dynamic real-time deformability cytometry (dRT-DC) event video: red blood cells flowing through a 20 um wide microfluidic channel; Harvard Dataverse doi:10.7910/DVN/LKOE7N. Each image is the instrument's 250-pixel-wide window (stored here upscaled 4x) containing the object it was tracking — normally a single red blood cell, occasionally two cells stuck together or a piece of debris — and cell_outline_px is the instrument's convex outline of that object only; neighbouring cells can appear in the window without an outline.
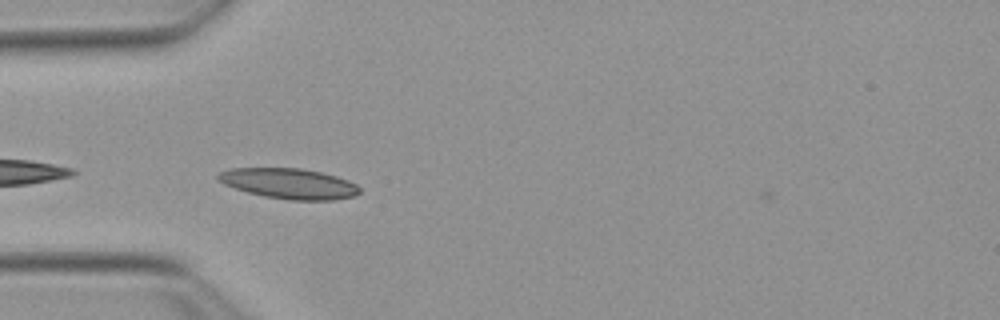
{"species": "Egyptian fruit bat (a non-hibernating species)", "species_latin": "Rousettus aegyptiacus", "temperature_condition": "warm", "stored_images_in_passage": 16, "camera_frame_rate_fps": 3000, "um_per_image_px": 0.085, "animal": {"sex": "female"}, "frame": {"image": 1, "passage_image": 1, "time_ms": 0.0, "image_size_px": [1000, 320], "cell_outline_px": [[360, 192], [356, 196], [332, 200], [292, 200], [264, 196], [248, 192], [224, 184], [216, 180], [216, 176], [220, 172], [232, 168], [300, 168], [320, 172], [336, 176], [348, 180], [356, 184], [360, 188]], "centroid_in_image_um": [24.58, 15.6], "position_along_channel_um": 60.4, "area_um2": 25.03}}
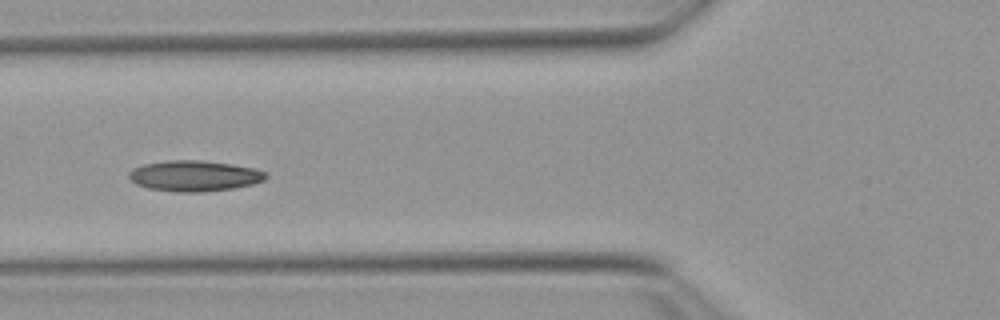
{"frame": {"image": 2, "passage_image": 5, "time_ms": 1.333, "image_size_px": [1000, 320], "cell_outline_px": [[268, 176], [264, 180], [252, 184], [232, 188], [200, 192], [176, 192], [148, 188], [136, 184], [128, 176], [128, 172], [132, 168], [144, 164], [168, 160], [200, 160], [232, 164], [256, 168], [264, 172]], "centroid_in_image_um": [16.5, 14.94], "position_along_channel_um": 109.3, "area_um2": 24.51}}